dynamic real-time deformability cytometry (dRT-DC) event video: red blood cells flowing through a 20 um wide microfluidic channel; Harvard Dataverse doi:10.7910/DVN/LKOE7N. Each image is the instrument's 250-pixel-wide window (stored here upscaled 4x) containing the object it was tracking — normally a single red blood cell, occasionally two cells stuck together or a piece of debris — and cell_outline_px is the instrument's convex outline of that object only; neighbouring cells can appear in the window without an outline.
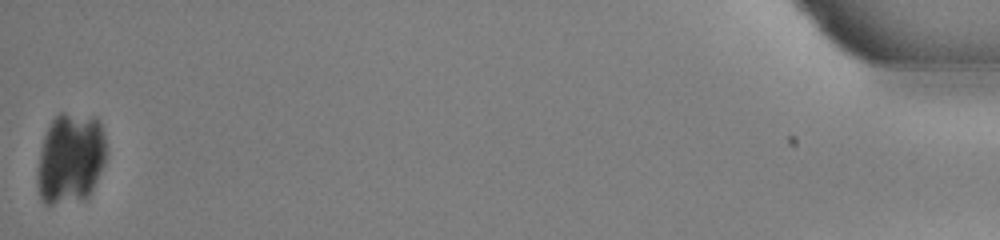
{"species": "common noctule bat (a hibernating species)", "species_latin": "Nyctalus noctula", "temperature_condition": "warm", "stored_images_in_passage": 37, "camera_frame_rate_fps": 3000, "um_per_image_px": 0.085, "animal": {"sex": "male", "body_mass_g": 13.0, "forearm_length_mm": 53.1}, "frame": {"image": 1, "passage_image": 37, "time_ms": 12.0, "image_size_px": [1000, 240], "cell_outline_px": [[108, 152], [104, 164], [92, 192], [84, 200], [52, 204], [44, 204], [40, 196], [36, 180], [36, 172], [40, 152], [44, 136], [48, 124], [60, 112], [64, 112], [96, 116], [104, 132]], "centroid_in_image_um": [6.01, 13.45], "position_along_channel_um": 429.2, "area_um2": 37.34}}